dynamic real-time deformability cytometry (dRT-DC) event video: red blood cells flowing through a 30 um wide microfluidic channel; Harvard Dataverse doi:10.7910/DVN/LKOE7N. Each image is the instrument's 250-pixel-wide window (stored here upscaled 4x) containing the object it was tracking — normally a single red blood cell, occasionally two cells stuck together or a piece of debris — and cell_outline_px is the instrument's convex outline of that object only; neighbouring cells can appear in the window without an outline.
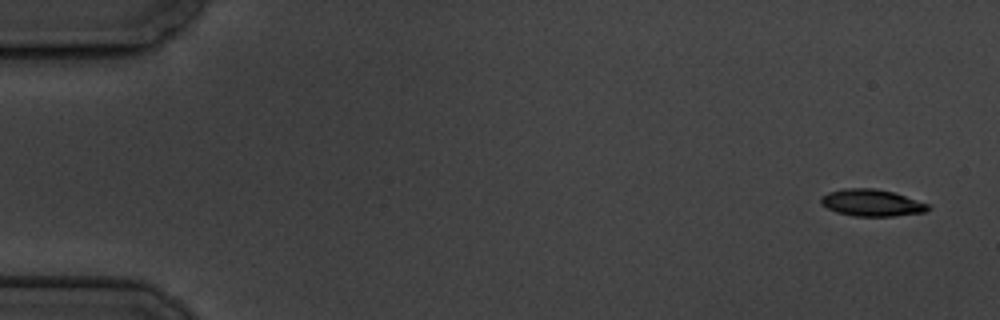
{"species": "common noctule bat (a hibernating species)", "species_latin": "Nyctalus noctula", "temperature_condition": "cold", "stored_images_in_passage": 6, "camera_frame_rate_fps": 3000, "um_per_image_px": 0.085, "animal": {"sex": "male", "body_mass_g": 19.5, "forearm_length_mm": 54.6}, "frame": {"image": 1, "passage_image": 1, "time_ms": 0.0, "image_size_px": [1000, 320], "cell_outline_px": [[932, 208], [924, 212], [892, 216], [852, 216], [836, 212], [820, 204], [820, 196], [828, 192], [844, 188], [876, 188], [892, 192], [928, 204]], "centroid_in_image_um": [74.04, 17.23], "position_along_channel_um": 11.0, "area_um2": 16.76}}
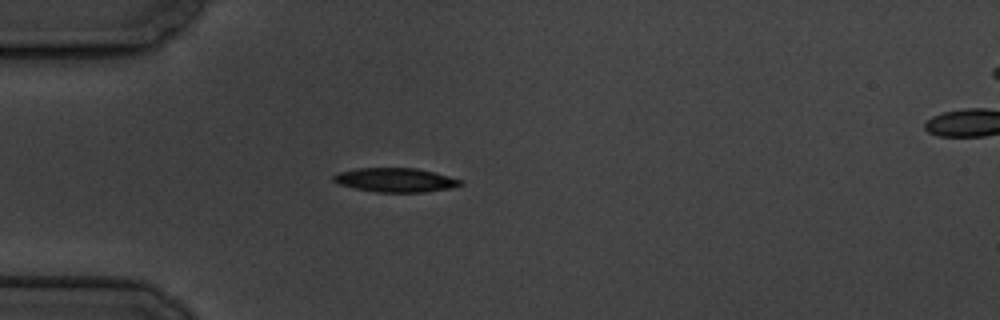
{"frame": {"image": 2, "passage_image": 5, "time_ms": 4.667, "image_size_px": [1000, 320], "cell_outline_px": [[464, 184], [452, 188], [424, 192], [376, 192], [356, 188], [340, 184], [332, 180], [332, 176], [336, 172], [356, 168], [416, 168], [448, 176], [460, 180]], "centroid_in_image_um": [33.58, 15.3], "position_along_channel_um": 51.4, "area_um2": 17.74}}